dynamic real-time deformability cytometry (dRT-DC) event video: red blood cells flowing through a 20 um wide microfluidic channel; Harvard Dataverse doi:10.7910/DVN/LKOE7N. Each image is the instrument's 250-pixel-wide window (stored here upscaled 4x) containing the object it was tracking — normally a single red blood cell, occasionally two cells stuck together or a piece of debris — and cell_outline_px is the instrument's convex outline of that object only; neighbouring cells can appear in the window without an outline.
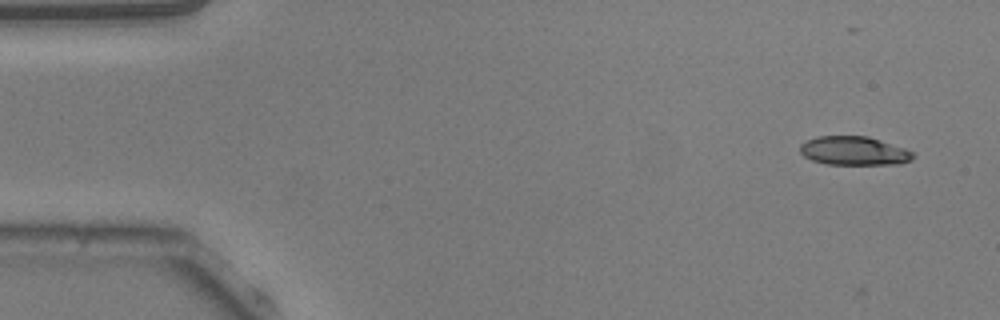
{"species": "common noctule bat (a hibernating species)", "species_latin": "Nyctalus noctula", "temperature_condition": "warm", "stored_images_in_passage": 9, "camera_frame_rate_fps": 3000, "um_per_image_px": 0.085, "animal": {"sex": "male", "body_mass_g": 20.5, "forearm_length_mm": 52.5}, "frame": {"image": 1, "passage_image": 3, "time_ms": 0.667, "image_size_px": [1000, 320], "cell_outline_px": [[916, 156], [912, 160], [900, 164], [828, 164], [812, 160], [804, 156], [800, 152], [800, 144], [816, 136], [868, 136], [916, 152]], "centroid_in_image_um": [72.63, 12.82], "position_along_channel_um": 12.4, "area_um2": 19.02}}